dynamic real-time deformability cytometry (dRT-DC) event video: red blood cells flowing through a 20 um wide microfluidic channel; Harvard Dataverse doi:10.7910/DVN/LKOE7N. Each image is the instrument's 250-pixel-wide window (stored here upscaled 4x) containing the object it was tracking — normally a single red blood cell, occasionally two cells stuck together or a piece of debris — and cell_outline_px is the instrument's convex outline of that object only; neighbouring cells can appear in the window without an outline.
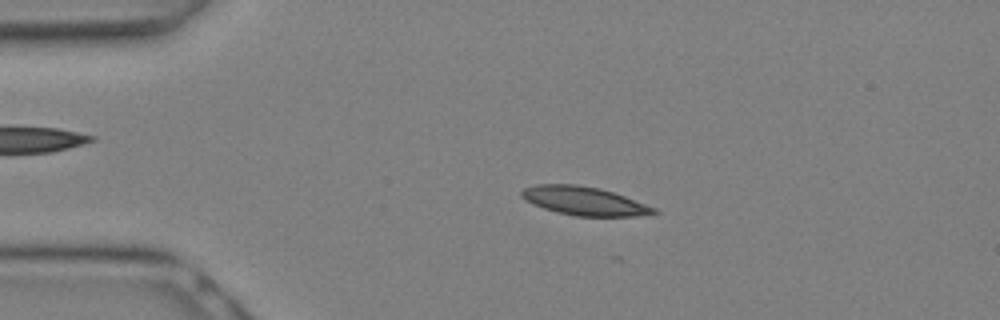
{"species": "Egyptian fruit bat (a non-hibernating species)", "species_latin": "Rousettus aegyptiacus", "temperature_condition": "warm", "stored_images_in_passage": 12, "camera_frame_rate_fps": 3000, "um_per_image_px": 0.085, "animal": {"sex": "female"}, "frame": {"image": 1, "passage_image": 2, "time_ms": 0.333, "image_size_px": [1000, 320], "cell_outline_px": [[660, 212], [636, 216], [576, 216], [556, 212], [532, 204], [524, 200], [520, 196], [520, 192], [524, 188], [536, 184], [576, 184], [600, 188], [624, 196], [656, 208]], "centroid_in_image_um": [49.61, 17.08], "position_along_channel_um": 35.4, "area_um2": 22.02}}
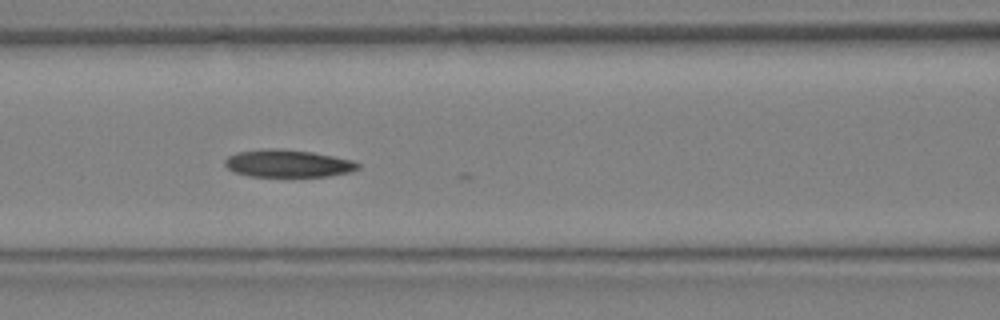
{"frame": {"image": 2, "passage_image": 8, "time_ms": 2.333, "image_size_px": [1000, 320], "cell_outline_px": [[360, 168], [352, 172], [328, 176], [248, 176], [236, 172], [228, 168], [224, 164], [224, 160], [228, 156], [236, 152], [276, 148], [280, 148], [312, 152], [352, 160], [360, 164]], "centroid_in_image_um": [24.49, 13.89], "position_along_channel_um": 142.1, "area_um2": 21.21}}
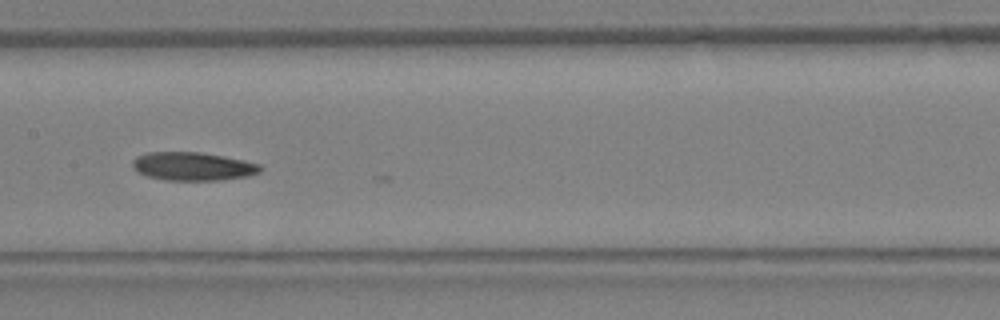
{"frame": {"image": 3, "passage_image": 10, "time_ms": 3.0, "image_size_px": [1000, 320], "cell_outline_px": [[264, 168], [260, 172], [248, 176], [220, 180], [164, 180], [148, 176], [136, 172], [132, 168], [132, 160], [136, 156], [148, 152], [200, 152], [224, 156], [260, 164]], "centroid_in_image_um": [16.37, 14.14], "position_along_channel_um": 191.0, "area_um2": 21.27}}